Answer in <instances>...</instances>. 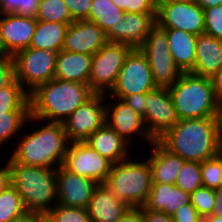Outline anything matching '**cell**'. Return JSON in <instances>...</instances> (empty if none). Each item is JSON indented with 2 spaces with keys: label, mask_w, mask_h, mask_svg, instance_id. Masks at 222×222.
Wrapping results in <instances>:
<instances>
[{
  "label": "cell",
  "mask_w": 222,
  "mask_h": 222,
  "mask_svg": "<svg viewBox=\"0 0 222 222\" xmlns=\"http://www.w3.org/2000/svg\"><path fill=\"white\" fill-rule=\"evenodd\" d=\"M106 94H94L62 122L69 142L85 141L106 123Z\"/></svg>",
  "instance_id": "cell-11"
},
{
  "label": "cell",
  "mask_w": 222,
  "mask_h": 222,
  "mask_svg": "<svg viewBox=\"0 0 222 222\" xmlns=\"http://www.w3.org/2000/svg\"><path fill=\"white\" fill-rule=\"evenodd\" d=\"M157 13H124L115 25V43L139 49L157 24Z\"/></svg>",
  "instance_id": "cell-19"
},
{
  "label": "cell",
  "mask_w": 222,
  "mask_h": 222,
  "mask_svg": "<svg viewBox=\"0 0 222 222\" xmlns=\"http://www.w3.org/2000/svg\"><path fill=\"white\" fill-rule=\"evenodd\" d=\"M210 79L213 85L215 99L218 102L222 101V66Z\"/></svg>",
  "instance_id": "cell-48"
},
{
  "label": "cell",
  "mask_w": 222,
  "mask_h": 222,
  "mask_svg": "<svg viewBox=\"0 0 222 222\" xmlns=\"http://www.w3.org/2000/svg\"><path fill=\"white\" fill-rule=\"evenodd\" d=\"M132 157L112 164L104 184L130 208H141L152 187L151 169L147 158L138 161Z\"/></svg>",
  "instance_id": "cell-5"
},
{
  "label": "cell",
  "mask_w": 222,
  "mask_h": 222,
  "mask_svg": "<svg viewBox=\"0 0 222 222\" xmlns=\"http://www.w3.org/2000/svg\"><path fill=\"white\" fill-rule=\"evenodd\" d=\"M69 24L37 20L31 48L59 52L62 50Z\"/></svg>",
  "instance_id": "cell-27"
},
{
  "label": "cell",
  "mask_w": 222,
  "mask_h": 222,
  "mask_svg": "<svg viewBox=\"0 0 222 222\" xmlns=\"http://www.w3.org/2000/svg\"><path fill=\"white\" fill-rule=\"evenodd\" d=\"M222 66V40L207 34L197 35L196 59L192 74L211 78Z\"/></svg>",
  "instance_id": "cell-23"
},
{
  "label": "cell",
  "mask_w": 222,
  "mask_h": 222,
  "mask_svg": "<svg viewBox=\"0 0 222 222\" xmlns=\"http://www.w3.org/2000/svg\"><path fill=\"white\" fill-rule=\"evenodd\" d=\"M149 149L151 153L147 159L150 164L152 183L175 185L185 160L172 154L158 140L153 141Z\"/></svg>",
  "instance_id": "cell-20"
},
{
  "label": "cell",
  "mask_w": 222,
  "mask_h": 222,
  "mask_svg": "<svg viewBox=\"0 0 222 222\" xmlns=\"http://www.w3.org/2000/svg\"><path fill=\"white\" fill-rule=\"evenodd\" d=\"M130 207L106 186L98 184L87 206L91 222H117Z\"/></svg>",
  "instance_id": "cell-21"
},
{
  "label": "cell",
  "mask_w": 222,
  "mask_h": 222,
  "mask_svg": "<svg viewBox=\"0 0 222 222\" xmlns=\"http://www.w3.org/2000/svg\"><path fill=\"white\" fill-rule=\"evenodd\" d=\"M190 203V193L172 184L152 183L144 207L150 211L172 216L180 206Z\"/></svg>",
  "instance_id": "cell-24"
},
{
  "label": "cell",
  "mask_w": 222,
  "mask_h": 222,
  "mask_svg": "<svg viewBox=\"0 0 222 222\" xmlns=\"http://www.w3.org/2000/svg\"><path fill=\"white\" fill-rule=\"evenodd\" d=\"M26 211L23 200L13 185L0 192V222H10Z\"/></svg>",
  "instance_id": "cell-32"
},
{
  "label": "cell",
  "mask_w": 222,
  "mask_h": 222,
  "mask_svg": "<svg viewBox=\"0 0 222 222\" xmlns=\"http://www.w3.org/2000/svg\"><path fill=\"white\" fill-rule=\"evenodd\" d=\"M155 88L146 56L140 49H132L126 56L115 86L108 95L122 100L135 93H148Z\"/></svg>",
  "instance_id": "cell-10"
},
{
  "label": "cell",
  "mask_w": 222,
  "mask_h": 222,
  "mask_svg": "<svg viewBox=\"0 0 222 222\" xmlns=\"http://www.w3.org/2000/svg\"><path fill=\"white\" fill-rule=\"evenodd\" d=\"M7 112H30L29 93L16 79L0 88V114Z\"/></svg>",
  "instance_id": "cell-29"
},
{
  "label": "cell",
  "mask_w": 222,
  "mask_h": 222,
  "mask_svg": "<svg viewBox=\"0 0 222 222\" xmlns=\"http://www.w3.org/2000/svg\"><path fill=\"white\" fill-rule=\"evenodd\" d=\"M29 116L30 112H7L0 114V149H3L2 146L7 145L9 140L16 139L20 135V131L25 127Z\"/></svg>",
  "instance_id": "cell-30"
},
{
  "label": "cell",
  "mask_w": 222,
  "mask_h": 222,
  "mask_svg": "<svg viewBox=\"0 0 222 222\" xmlns=\"http://www.w3.org/2000/svg\"><path fill=\"white\" fill-rule=\"evenodd\" d=\"M126 13H157L153 0H125Z\"/></svg>",
  "instance_id": "cell-42"
},
{
  "label": "cell",
  "mask_w": 222,
  "mask_h": 222,
  "mask_svg": "<svg viewBox=\"0 0 222 222\" xmlns=\"http://www.w3.org/2000/svg\"><path fill=\"white\" fill-rule=\"evenodd\" d=\"M167 32L169 51L183 73L194 69L197 35L181 29L164 28Z\"/></svg>",
  "instance_id": "cell-26"
},
{
  "label": "cell",
  "mask_w": 222,
  "mask_h": 222,
  "mask_svg": "<svg viewBox=\"0 0 222 222\" xmlns=\"http://www.w3.org/2000/svg\"><path fill=\"white\" fill-rule=\"evenodd\" d=\"M203 222H222V217L210 215L203 219Z\"/></svg>",
  "instance_id": "cell-53"
},
{
  "label": "cell",
  "mask_w": 222,
  "mask_h": 222,
  "mask_svg": "<svg viewBox=\"0 0 222 222\" xmlns=\"http://www.w3.org/2000/svg\"><path fill=\"white\" fill-rule=\"evenodd\" d=\"M144 214L145 222H173L172 216L163 212H155L146 209L144 206L140 208Z\"/></svg>",
  "instance_id": "cell-45"
},
{
  "label": "cell",
  "mask_w": 222,
  "mask_h": 222,
  "mask_svg": "<svg viewBox=\"0 0 222 222\" xmlns=\"http://www.w3.org/2000/svg\"><path fill=\"white\" fill-rule=\"evenodd\" d=\"M146 56L156 87L168 88L183 74L169 51L167 32L156 24L139 48Z\"/></svg>",
  "instance_id": "cell-7"
},
{
  "label": "cell",
  "mask_w": 222,
  "mask_h": 222,
  "mask_svg": "<svg viewBox=\"0 0 222 222\" xmlns=\"http://www.w3.org/2000/svg\"><path fill=\"white\" fill-rule=\"evenodd\" d=\"M37 19L17 14H0V36L8 54L27 49L35 32Z\"/></svg>",
  "instance_id": "cell-18"
},
{
  "label": "cell",
  "mask_w": 222,
  "mask_h": 222,
  "mask_svg": "<svg viewBox=\"0 0 222 222\" xmlns=\"http://www.w3.org/2000/svg\"><path fill=\"white\" fill-rule=\"evenodd\" d=\"M202 186L209 189L222 187V159L216 155L201 163Z\"/></svg>",
  "instance_id": "cell-34"
},
{
  "label": "cell",
  "mask_w": 222,
  "mask_h": 222,
  "mask_svg": "<svg viewBox=\"0 0 222 222\" xmlns=\"http://www.w3.org/2000/svg\"><path fill=\"white\" fill-rule=\"evenodd\" d=\"M122 101L131 106L139 115L144 117L146 110L145 93H135L133 95L124 97Z\"/></svg>",
  "instance_id": "cell-43"
},
{
  "label": "cell",
  "mask_w": 222,
  "mask_h": 222,
  "mask_svg": "<svg viewBox=\"0 0 222 222\" xmlns=\"http://www.w3.org/2000/svg\"><path fill=\"white\" fill-rule=\"evenodd\" d=\"M168 90L179 120L213 117L218 101L209 77L183 73Z\"/></svg>",
  "instance_id": "cell-6"
},
{
  "label": "cell",
  "mask_w": 222,
  "mask_h": 222,
  "mask_svg": "<svg viewBox=\"0 0 222 222\" xmlns=\"http://www.w3.org/2000/svg\"><path fill=\"white\" fill-rule=\"evenodd\" d=\"M74 21L88 20L93 0H63Z\"/></svg>",
  "instance_id": "cell-39"
},
{
  "label": "cell",
  "mask_w": 222,
  "mask_h": 222,
  "mask_svg": "<svg viewBox=\"0 0 222 222\" xmlns=\"http://www.w3.org/2000/svg\"><path fill=\"white\" fill-rule=\"evenodd\" d=\"M36 19L62 24L74 22L63 0H39Z\"/></svg>",
  "instance_id": "cell-31"
},
{
  "label": "cell",
  "mask_w": 222,
  "mask_h": 222,
  "mask_svg": "<svg viewBox=\"0 0 222 222\" xmlns=\"http://www.w3.org/2000/svg\"><path fill=\"white\" fill-rule=\"evenodd\" d=\"M117 222H145L144 214L140 208H130Z\"/></svg>",
  "instance_id": "cell-47"
},
{
  "label": "cell",
  "mask_w": 222,
  "mask_h": 222,
  "mask_svg": "<svg viewBox=\"0 0 222 222\" xmlns=\"http://www.w3.org/2000/svg\"><path fill=\"white\" fill-rule=\"evenodd\" d=\"M212 118L217 142L222 141V101L217 102Z\"/></svg>",
  "instance_id": "cell-46"
},
{
  "label": "cell",
  "mask_w": 222,
  "mask_h": 222,
  "mask_svg": "<svg viewBox=\"0 0 222 222\" xmlns=\"http://www.w3.org/2000/svg\"><path fill=\"white\" fill-rule=\"evenodd\" d=\"M57 54L28 47L13 56L16 80L29 94L55 77Z\"/></svg>",
  "instance_id": "cell-8"
},
{
  "label": "cell",
  "mask_w": 222,
  "mask_h": 222,
  "mask_svg": "<svg viewBox=\"0 0 222 222\" xmlns=\"http://www.w3.org/2000/svg\"><path fill=\"white\" fill-rule=\"evenodd\" d=\"M173 222H203V218L190 203L182 205L172 215Z\"/></svg>",
  "instance_id": "cell-41"
},
{
  "label": "cell",
  "mask_w": 222,
  "mask_h": 222,
  "mask_svg": "<svg viewBox=\"0 0 222 222\" xmlns=\"http://www.w3.org/2000/svg\"><path fill=\"white\" fill-rule=\"evenodd\" d=\"M4 56H11V55H9L7 50L5 49L1 36H0V57H4Z\"/></svg>",
  "instance_id": "cell-55"
},
{
  "label": "cell",
  "mask_w": 222,
  "mask_h": 222,
  "mask_svg": "<svg viewBox=\"0 0 222 222\" xmlns=\"http://www.w3.org/2000/svg\"><path fill=\"white\" fill-rule=\"evenodd\" d=\"M15 79L13 56L0 57V88L10 85Z\"/></svg>",
  "instance_id": "cell-40"
},
{
  "label": "cell",
  "mask_w": 222,
  "mask_h": 222,
  "mask_svg": "<svg viewBox=\"0 0 222 222\" xmlns=\"http://www.w3.org/2000/svg\"><path fill=\"white\" fill-rule=\"evenodd\" d=\"M27 124L29 127L31 124L38 127L30 129L32 131L28 133ZM24 129L22 136H18V139L21 137L18 144L14 143L16 146L14 145L13 152L9 153L15 163L50 169H57L63 164L70 142L62 123L45 122L30 115Z\"/></svg>",
  "instance_id": "cell-1"
},
{
  "label": "cell",
  "mask_w": 222,
  "mask_h": 222,
  "mask_svg": "<svg viewBox=\"0 0 222 222\" xmlns=\"http://www.w3.org/2000/svg\"><path fill=\"white\" fill-rule=\"evenodd\" d=\"M158 141L185 161L202 163L218 155L212 117L178 120Z\"/></svg>",
  "instance_id": "cell-3"
},
{
  "label": "cell",
  "mask_w": 222,
  "mask_h": 222,
  "mask_svg": "<svg viewBox=\"0 0 222 222\" xmlns=\"http://www.w3.org/2000/svg\"><path fill=\"white\" fill-rule=\"evenodd\" d=\"M153 1L156 6V9H158L161 5L169 4V3H173V2L185 1V0H153Z\"/></svg>",
  "instance_id": "cell-52"
},
{
  "label": "cell",
  "mask_w": 222,
  "mask_h": 222,
  "mask_svg": "<svg viewBox=\"0 0 222 222\" xmlns=\"http://www.w3.org/2000/svg\"><path fill=\"white\" fill-rule=\"evenodd\" d=\"M145 106V126L155 140L163 136L179 120L168 88L156 87L145 93Z\"/></svg>",
  "instance_id": "cell-14"
},
{
  "label": "cell",
  "mask_w": 222,
  "mask_h": 222,
  "mask_svg": "<svg viewBox=\"0 0 222 222\" xmlns=\"http://www.w3.org/2000/svg\"><path fill=\"white\" fill-rule=\"evenodd\" d=\"M42 213L26 211L22 215L15 217L10 222H39Z\"/></svg>",
  "instance_id": "cell-49"
},
{
  "label": "cell",
  "mask_w": 222,
  "mask_h": 222,
  "mask_svg": "<svg viewBox=\"0 0 222 222\" xmlns=\"http://www.w3.org/2000/svg\"><path fill=\"white\" fill-rule=\"evenodd\" d=\"M85 142L112 164L121 162L131 156L130 144L107 123L91 134Z\"/></svg>",
  "instance_id": "cell-22"
},
{
  "label": "cell",
  "mask_w": 222,
  "mask_h": 222,
  "mask_svg": "<svg viewBox=\"0 0 222 222\" xmlns=\"http://www.w3.org/2000/svg\"><path fill=\"white\" fill-rule=\"evenodd\" d=\"M12 167V185L21 196L27 211L47 214L57 204L56 169L15 163Z\"/></svg>",
  "instance_id": "cell-4"
},
{
  "label": "cell",
  "mask_w": 222,
  "mask_h": 222,
  "mask_svg": "<svg viewBox=\"0 0 222 222\" xmlns=\"http://www.w3.org/2000/svg\"><path fill=\"white\" fill-rule=\"evenodd\" d=\"M107 42L105 32L96 23L76 20L67 28L62 50L93 56Z\"/></svg>",
  "instance_id": "cell-17"
},
{
  "label": "cell",
  "mask_w": 222,
  "mask_h": 222,
  "mask_svg": "<svg viewBox=\"0 0 222 222\" xmlns=\"http://www.w3.org/2000/svg\"><path fill=\"white\" fill-rule=\"evenodd\" d=\"M195 2L204 10L214 6L222 5V0H195Z\"/></svg>",
  "instance_id": "cell-51"
},
{
  "label": "cell",
  "mask_w": 222,
  "mask_h": 222,
  "mask_svg": "<svg viewBox=\"0 0 222 222\" xmlns=\"http://www.w3.org/2000/svg\"><path fill=\"white\" fill-rule=\"evenodd\" d=\"M39 0H0V14H17L36 18Z\"/></svg>",
  "instance_id": "cell-37"
},
{
  "label": "cell",
  "mask_w": 222,
  "mask_h": 222,
  "mask_svg": "<svg viewBox=\"0 0 222 222\" xmlns=\"http://www.w3.org/2000/svg\"><path fill=\"white\" fill-rule=\"evenodd\" d=\"M95 93L88 84L53 78L29 94L30 115L45 122H64Z\"/></svg>",
  "instance_id": "cell-2"
},
{
  "label": "cell",
  "mask_w": 222,
  "mask_h": 222,
  "mask_svg": "<svg viewBox=\"0 0 222 222\" xmlns=\"http://www.w3.org/2000/svg\"><path fill=\"white\" fill-rule=\"evenodd\" d=\"M56 178L58 204L87 208L93 191L98 185L95 181L72 173L62 165L56 169Z\"/></svg>",
  "instance_id": "cell-16"
},
{
  "label": "cell",
  "mask_w": 222,
  "mask_h": 222,
  "mask_svg": "<svg viewBox=\"0 0 222 222\" xmlns=\"http://www.w3.org/2000/svg\"><path fill=\"white\" fill-rule=\"evenodd\" d=\"M190 202L204 219L214 211L215 190L202 186L190 194Z\"/></svg>",
  "instance_id": "cell-36"
},
{
  "label": "cell",
  "mask_w": 222,
  "mask_h": 222,
  "mask_svg": "<svg viewBox=\"0 0 222 222\" xmlns=\"http://www.w3.org/2000/svg\"><path fill=\"white\" fill-rule=\"evenodd\" d=\"M204 12V33L222 40V5L206 8Z\"/></svg>",
  "instance_id": "cell-38"
},
{
  "label": "cell",
  "mask_w": 222,
  "mask_h": 222,
  "mask_svg": "<svg viewBox=\"0 0 222 222\" xmlns=\"http://www.w3.org/2000/svg\"><path fill=\"white\" fill-rule=\"evenodd\" d=\"M47 215L53 222H91L87 208L56 204Z\"/></svg>",
  "instance_id": "cell-35"
},
{
  "label": "cell",
  "mask_w": 222,
  "mask_h": 222,
  "mask_svg": "<svg viewBox=\"0 0 222 222\" xmlns=\"http://www.w3.org/2000/svg\"><path fill=\"white\" fill-rule=\"evenodd\" d=\"M92 56L60 50L56 58L55 77L62 81L88 84Z\"/></svg>",
  "instance_id": "cell-25"
},
{
  "label": "cell",
  "mask_w": 222,
  "mask_h": 222,
  "mask_svg": "<svg viewBox=\"0 0 222 222\" xmlns=\"http://www.w3.org/2000/svg\"><path fill=\"white\" fill-rule=\"evenodd\" d=\"M112 2L126 13L125 0H112Z\"/></svg>",
  "instance_id": "cell-54"
},
{
  "label": "cell",
  "mask_w": 222,
  "mask_h": 222,
  "mask_svg": "<svg viewBox=\"0 0 222 222\" xmlns=\"http://www.w3.org/2000/svg\"><path fill=\"white\" fill-rule=\"evenodd\" d=\"M212 215L222 217V187L215 189V205Z\"/></svg>",
  "instance_id": "cell-50"
},
{
  "label": "cell",
  "mask_w": 222,
  "mask_h": 222,
  "mask_svg": "<svg viewBox=\"0 0 222 222\" xmlns=\"http://www.w3.org/2000/svg\"><path fill=\"white\" fill-rule=\"evenodd\" d=\"M62 166L72 173L95 181L97 184H104L112 163L85 141H78L68 144Z\"/></svg>",
  "instance_id": "cell-12"
},
{
  "label": "cell",
  "mask_w": 222,
  "mask_h": 222,
  "mask_svg": "<svg viewBox=\"0 0 222 222\" xmlns=\"http://www.w3.org/2000/svg\"><path fill=\"white\" fill-rule=\"evenodd\" d=\"M106 123L130 145L138 136L140 144L143 140L146 145H150L155 139L149 134L144 119L131 106L121 99L110 97L106 94ZM116 101L115 104L112 102ZM109 103V104H108ZM149 143V144H148Z\"/></svg>",
  "instance_id": "cell-13"
},
{
  "label": "cell",
  "mask_w": 222,
  "mask_h": 222,
  "mask_svg": "<svg viewBox=\"0 0 222 222\" xmlns=\"http://www.w3.org/2000/svg\"><path fill=\"white\" fill-rule=\"evenodd\" d=\"M157 24L162 28L181 29L191 34H204V12L195 0L161 5L157 9Z\"/></svg>",
  "instance_id": "cell-15"
},
{
  "label": "cell",
  "mask_w": 222,
  "mask_h": 222,
  "mask_svg": "<svg viewBox=\"0 0 222 222\" xmlns=\"http://www.w3.org/2000/svg\"><path fill=\"white\" fill-rule=\"evenodd\" d=\"M175 186L190 194L202 187L201 163L185 161L178 174Z\"/></svg>",
  "instance_id": "cell-33"
},
{
  "label": "cell",
  "mask_w": 222,
  "mask_h": 222,
  "mask_svg": "<svg viewBox=\"0 0 222 222\" xmlns=\"http://www.w3.org/2000/svg\"><path fill=\"white\" fill-rule=\"evenodd\" d=\"M218 156L222 159V141L218 142Z\"/></svg>",
  "instance_id": "cell-57"
},
{
  "label": "cell",
  "mask_w": 222,
  "mask_h": 222,
  "mask_svg": "<svg viewBox=\"0 0 222 222\" xmlns=\"http://www.w3.org/2000/svg\"><path fill=\"white\" fill-rule=\"evenodd\" d=\"M124 13L112 0H93L89 21L96 23L105 32L108 42L115 43V25Z\"/></svg>",
  "instance_id": "cell-28"
},
{
  "label": "cell",
  "mask_w": 222,
  "mask_h": 222,
  "mask_svg": "<svg viewBox=\"0 0 222 222\" xmlns=\"http://www.w3.org/2000/svg\"><path fill=\"white\" fill-rule=\"evenodd\" d=\"M131 50L128 45L107 42L92 56L88 85L95 94H107L111 91Z\"/></svg>",
  "instance_id": "cell-9"
},
{
  "label": "cell",
  "mask_w": 222,
  "mask_h": 222,
  "mask_svg": "<svg viewBox=\"0 0 222 222\" xmlns=\"http://www.w3.org/2000/svg\"><path fill=\"white\" fill-rule=\"evenodd\" d=\"M39 222H53V221L47 214H43L41 216Z\"/></svg>",
  "instance_id": "cell-56"
},
{
  "label": "cell",
  "mask_w": 222,
  "mask_h": 222,
  "mask_svg": "<svg viewBox=\"0 0 222 222\" xmlns=\"http://www.w3.org/2000/svg\"><path fill=\"white\" fill-rule=\"evenodd\" d=\"M5 164V165H4ZM0 166V192L12 186V167L9 160Z\"/></svg>",
  "instance_id": "cell-44"
}]
</instances>
